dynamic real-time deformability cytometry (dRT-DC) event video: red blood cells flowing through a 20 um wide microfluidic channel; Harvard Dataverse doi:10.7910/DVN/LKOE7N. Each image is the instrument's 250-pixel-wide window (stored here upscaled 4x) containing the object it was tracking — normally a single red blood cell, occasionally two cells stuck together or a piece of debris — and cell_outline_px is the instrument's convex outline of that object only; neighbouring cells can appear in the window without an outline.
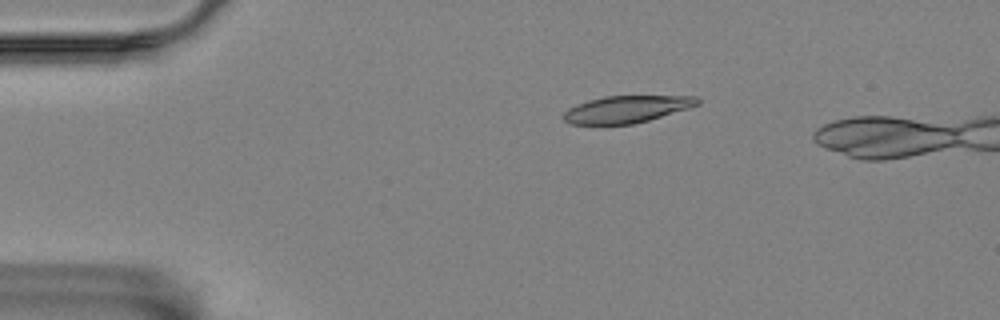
{"species": "Egyptian fruit bat (a non-hibernating species)", "species_latin": "Rousettus aegyptiacus", "temperature_condition": "room temperature", "stored_images_in_passage": 4, "camera_frame_rate_fps": 3000, "um_per_image_px": 0.085, "animal": {"sex": "female"}, "frame": {"image": 1, "passage_image": 1, "time_ms": 0.0, "image_size_px": [1000, 320], "cell_outline_px": [[700, 104], [688, 108], [648, 120], [632, 124], [568, 124], [564, 120], [564, 112], [568, 108], [576, 104], [588, 100], [604, 96], [696, 96], [700, 100]], "centroid_in_image_um": [53.24, 9.28], "position_along_channel_um": 31.8, "area_um2": 20.98}}